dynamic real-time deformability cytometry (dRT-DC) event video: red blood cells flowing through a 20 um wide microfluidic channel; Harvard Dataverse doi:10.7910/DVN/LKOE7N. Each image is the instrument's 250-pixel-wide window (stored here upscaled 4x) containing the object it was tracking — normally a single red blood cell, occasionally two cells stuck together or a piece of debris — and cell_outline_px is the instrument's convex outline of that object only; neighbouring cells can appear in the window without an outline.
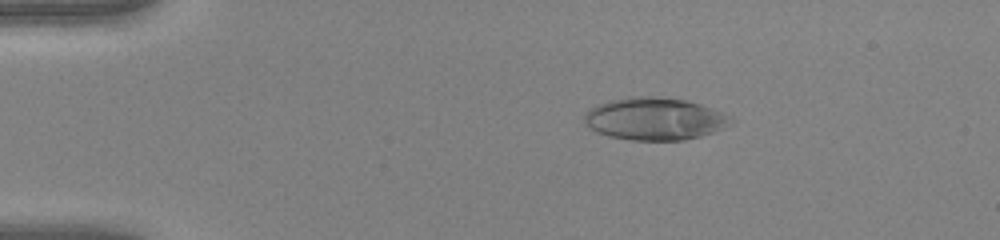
{"species": "human", "species_latin": "Homo sapiens", "temperature_condition": "warm", "stored_images_in_passage": 47, "camera_frame_rate_fps": 3000, "um_per_image_px": 0.085, "donor": {"sex": "female"}, "frame": {"image": 1, "passage_image": 8, "time_ms": 2.333, "image_size_px": [1000, 240], "cell_outline_px": [[736, 120], [732, 124], [712, 132], [700, 136], [684, 140], [628, 140], [608, 136], [596, 132], [584, 120], [584, 112], [608, 100], [628, 96], [660, 96], [688, 100], [724, 112], [732, 116]], "centroid_in_image_um": [55.69, 10.09], "position_along_channel_um": 29.3, "area_um2": 36.59}}
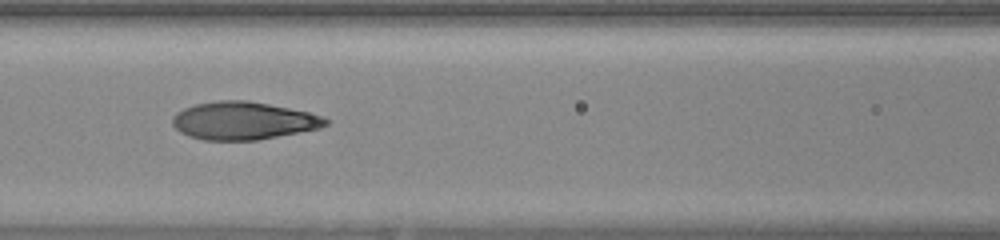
{"frame": {"image": 2, "passage_image": 21, "time_ms": 6.667, "image_size_px": [1000, 240], "cell_outline_px": [[332, 120], [328, 124], [320, 128], [256, 140], [204, 140], [188, 136], [180, 132], [172, 124], [172, 116], [176, 112], [184, 108], [196, 104], [216, 100], [248, 100], [308, 112], [324, 116]], "centroid_in_image_um": [20.68, 10.25], "position_along_channel_um": 145.9, "area_um2": 33.81}}
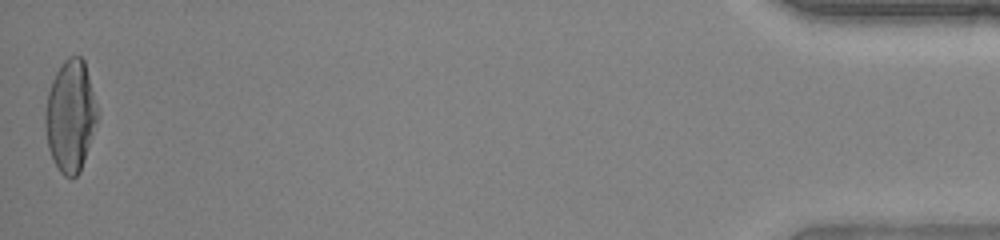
{"frame": {"image": 3, "passage_image": 47, "time_ms": 15.333, "image_size_px": [1000, 240], "cell_outline_px": [[100, 116], [80, 172], [76, 176], [64, 176], [60, 172], [52, 160], [48, 148], [44, 124], [44, 112], [48, 92], [52, 80], [60, 64], [68, 56], [80, 56], [84, 60]], "centroid_in_image_um": [5.99, 9.86], "position_along_channel_um": 429.2, "area_um2": 34.33}, "authors_computed_cell_mechanics": {"area_um2": 33.813, "velocity_mm_per_s": 4.2993, "shape_relaxation_time_tau1_ms": 6.5724, "shape_relaxation_time_tau2_ms": null, "deformation_change_tau1": 0.3139, "deformation_change_tau2": null}}